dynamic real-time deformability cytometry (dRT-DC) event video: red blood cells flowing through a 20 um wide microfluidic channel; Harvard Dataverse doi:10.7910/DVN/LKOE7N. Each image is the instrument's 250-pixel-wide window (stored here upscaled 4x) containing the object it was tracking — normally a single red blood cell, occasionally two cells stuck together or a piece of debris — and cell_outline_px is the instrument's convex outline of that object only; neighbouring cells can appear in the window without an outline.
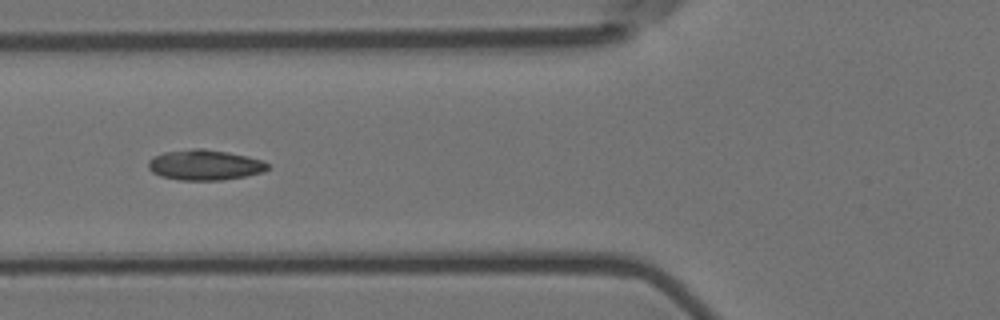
{"species": "Egyptian fruit bat (a non-hibernating species)", "species_latin": "Rousettus aegyptiacus", "temperature_condition": "room temperature", "stored_images_in_passage": 11, "camera_frame_rate_fps": 3000, "um_per_image_px": 0.085, "animal": {"sex": "female"}, "frame": {"image": 1, "passage_image": 7, "time_ms": 2.0, "image_size_px": [1000, 320], "cell_outline_px": [[268, 168], [264, 172], [244, 176], [220, 180], [180, 180], [160, 176], [152, 172], [148, 168], [148, 160], [152, 156], [164, 152], [192, 148], [204, 148], [228, 152], [248, 156], [264, 160], [268, 164]], "centroid_in_image_um": [17.39, 14.01], "position_along_channel_um": 108.4, "area_um2": 21.33}}
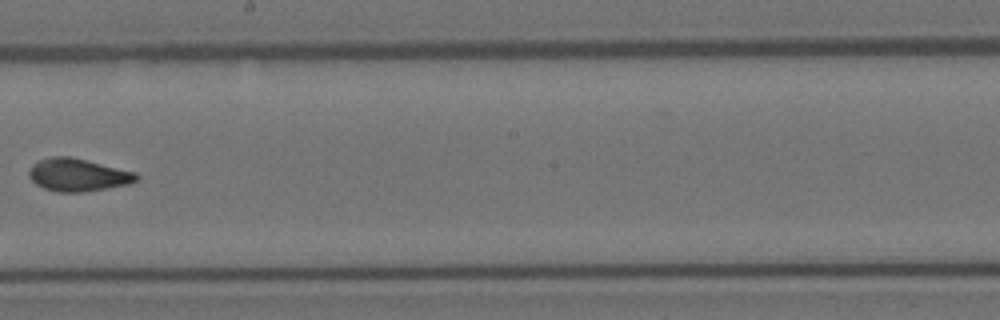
{"frame": {"image": 2, "passage_image": 10, "time_ms": 3.0, "image_size_px": [1000, 320], "cell_outline_px": [[140, 180], [128, 184], [108, 188], [84, 192], [56, 192], [44, 188], [36, 184], [28, 176], [28, 172], [32, 164], [40, 160], [52, 156], [72, 156], [136, 172], [140, 176]], "centroid_in_image_um": [6.65, 14.86], "position_along_channel_um": 241.6, "area_um2": 20.75}}
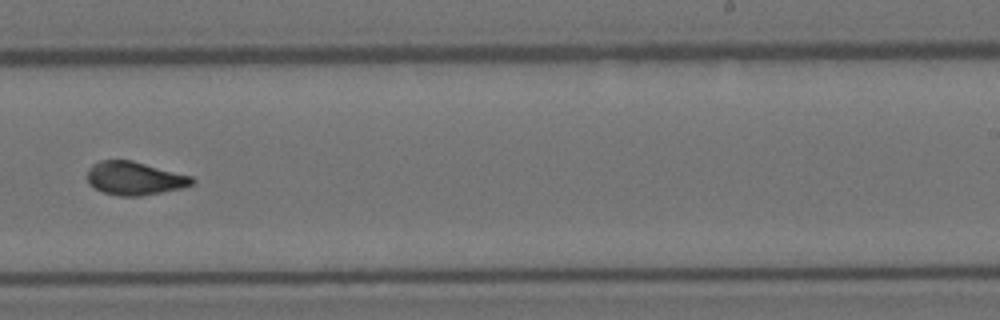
{"frame": {"image": 3, "passage_image": 11, "time_ms": 3.333, "image_size_px": [1000, 320], "cell_outline_px": [[196, 180], [192, 184], [180, 188], [140, 196], [120, 196], [104, 192], [88, 184], [88, 168], [92, 164], [100, 160], [132, 160], [192, 176]], "centroid_in_image_um": [11.43, 15.14], "position_along_channel_um": 277.6, "area_um2": 20.23}}